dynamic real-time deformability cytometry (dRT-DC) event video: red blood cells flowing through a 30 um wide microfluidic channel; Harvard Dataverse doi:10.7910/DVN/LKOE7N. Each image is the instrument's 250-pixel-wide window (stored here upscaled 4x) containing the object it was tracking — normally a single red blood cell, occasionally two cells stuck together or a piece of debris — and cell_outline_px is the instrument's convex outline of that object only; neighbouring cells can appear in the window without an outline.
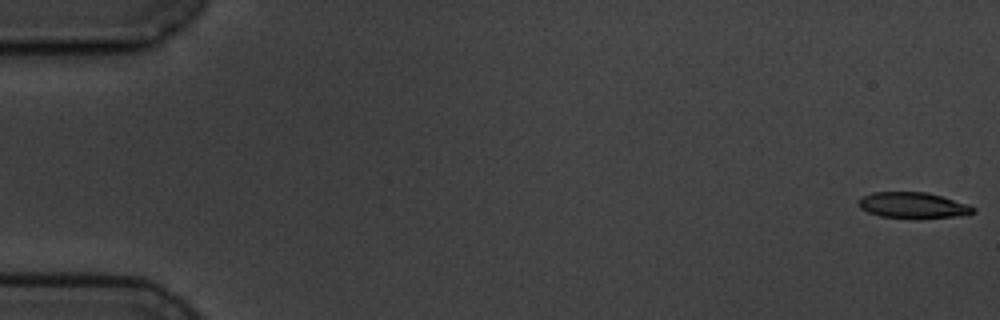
{"species": "common noctule bat (a hibernating species)", "species_latin": "Nyctalus noctula", "temperature_condition": "cold", "stored_images_in_passage": 6, "camera_frame_rate_fps": 3000, "um_per_image_px": 0.085, "animal": {"sex": "male", "body_mass_g": 19.5, "forearm_length_mm": 54.6}, "frame": {"image": 1, "passage_image": 1, "time_ms": 0.0, "image_size_px": [1000, 320], "cell_outline_px": [[976, 212], [968, 216], [920, 220], [916, 220], [880, 216], [868, 212], [860, 208], [860, 200], [864, 196], [872, 192], [924, 192], [940, 196], [968, 204], [976, 208]], "centroid_in_image_um": [77.7, 17.5], "position_along_channel_um": 7.3, "area_um2": 17.86}}
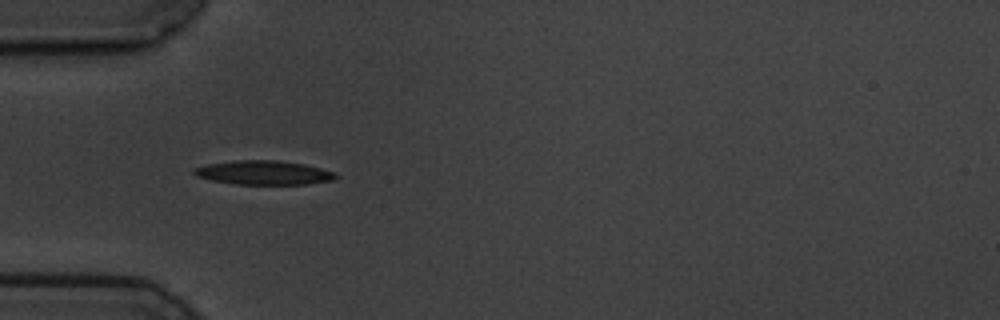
{"frame": {"image": 2, "passage_image": 5, "time_ms": 5.667, "image_size_px": [1000, 320], "cell_outline_px": [[340, 176], [336, 180], [308, 184], [236, 184], [212, 180], [196, 176], [192, 172], [192, 168], [208, 164], [236, 160], [276, 160], [304, 164], [336, 172]], "centroid_in_image_um": [22.46, 14.68], "position_along_channel_um": 62.5, "area_um2": 20.0}}
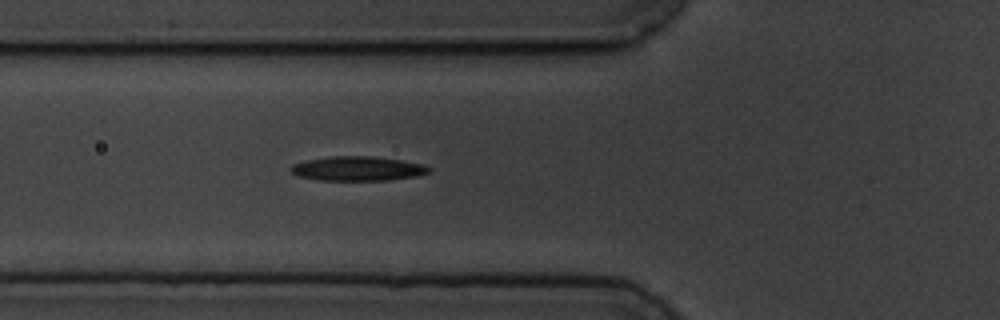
{"frame": {"image": 3, "passage_image": 6, "time_ms": 6.667, "image_size_px": [1000, 320], "cell_outline_px": [[432, 172], [420, 176], [388, 180], [316, 180], [300, 176], [292, 172], [288, 168], [292, 164], [308, 160], [332, 156], [372, 156], [400, 160], [424, 164], [432, 168]], "centroid_in_image_um": [30.46, 14.33], "position_along_channel_um": 95.3, "area_um2": 19.77}}